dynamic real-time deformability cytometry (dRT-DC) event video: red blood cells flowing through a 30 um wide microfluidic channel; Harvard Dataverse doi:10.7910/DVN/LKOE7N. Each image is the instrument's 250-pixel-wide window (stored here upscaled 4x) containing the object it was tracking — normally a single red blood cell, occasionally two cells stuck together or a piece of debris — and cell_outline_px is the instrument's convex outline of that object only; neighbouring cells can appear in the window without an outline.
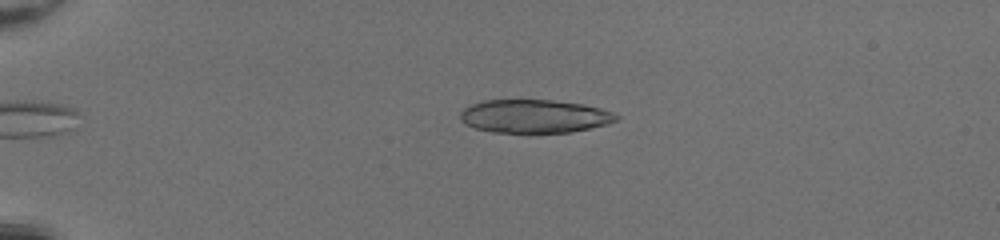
{"species": "common noctule bat (a hibernating species)", "species_latin": "Nyctalus noctula", "temperature_condition": "room temperature", "stored_images_in_passage": 50, "camera_frame_rate_fps": 3000, "um_per_image_px": 0.085, "animal": {"sex": "female", "body_mass_g": 20.0, "forearm_length_mm": 54.0}, "frame": {"image": 1, "passage_image": 13, "time_ms": 4.0, "image_size_px": [1000, 240], "cell_outline_px": [[620, 116], [616, 120], [608, 124], [572, 132], [528, 136], [492, 132], [476, 128], [464, 124], [460, 120], [460, 112], [468, 104], [484, 100], [552, 100], [584, 104], [600, 108], [612, 112]], "centroid_in_image_um": [45.39, 9.93], "position_along_channel_um": 39.6, "area_um2": 31.56}}
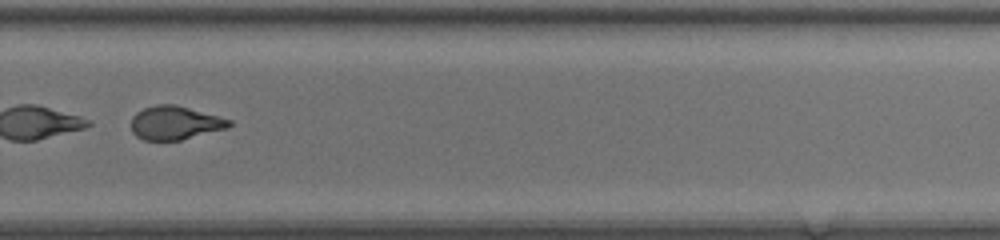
{"frame": {"image": 2, "passage_image": 37, "time_ms": 12.0, "image_size_px": [1000, 240], "cell_outline_px": [[232, 124], [228, 128], [180, 140], [144, 140], [136, 136], [132, 132], [132, 116], [136, 112], [144, 108], [156, 104], [176, 104], [232, 120]], "centroid_in_image_um": [14.87, 10.44], "position_along_channel_um": 314.9, "area_um2": 19.19}}
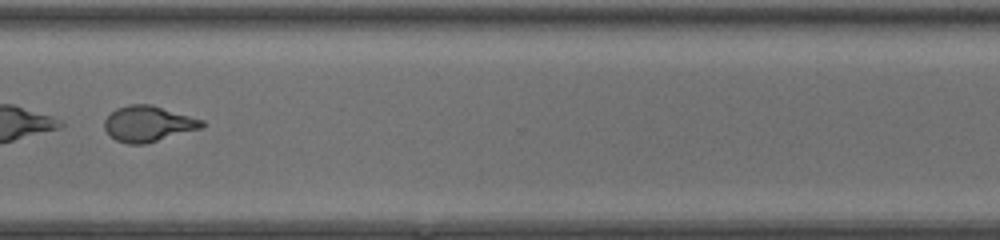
{"frame": {"image": 3, "passage_image": 40, "time_ms": 13.0, "image_size_px": [1000, 240], "cell_outline_px": [[204, 128], [144, 144], [128, 144], [116, 140], [104, 128], [104, 120], [116, 108], [128, 104], [152, 104], [204, 120]], "centroid_in_image_um": [12.62, 10.51], "position_along_channel_um": 358.0, "area_um2": 20.35}}